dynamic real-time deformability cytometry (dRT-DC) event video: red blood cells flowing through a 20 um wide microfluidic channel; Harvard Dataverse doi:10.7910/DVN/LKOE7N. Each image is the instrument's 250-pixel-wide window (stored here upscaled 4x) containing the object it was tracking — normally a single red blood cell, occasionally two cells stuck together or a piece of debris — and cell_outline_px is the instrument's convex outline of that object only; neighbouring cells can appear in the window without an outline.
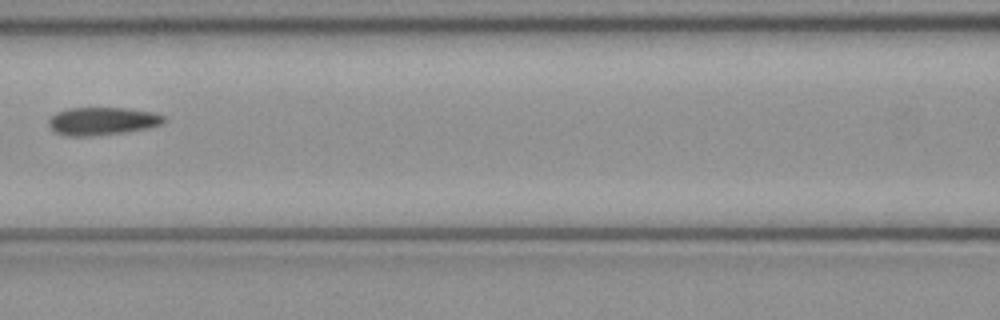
{"species": "common noctule bat (a hibernating species)", "species_latin": "Nyctalus noctula", "temperature_condition": "cold", "stored_images_in_passage": 8, "camera_frame_rate_fps": 3000, "um_per_image_px": 0.085, "animal": {"sex": "female", "body_mass_g": 21.9}, "frame": {"image": 1, "passage_image": 7, "time_ms": 2.0, "image_size_px": [1000, 320], "cell_outline_px": [[168, 120], [164, 124], [152, 128], [128, 132], [92, 136], [68, 136], [56, 132], [48, 124], [48, 120], [56, 112], [68, 108], [128, 108], [156, 112], [164, 116]], "centroid_in_image_um": [8.79, 10.29], "position_along_channel_um": 157.8, "area_um2": 19.13}}
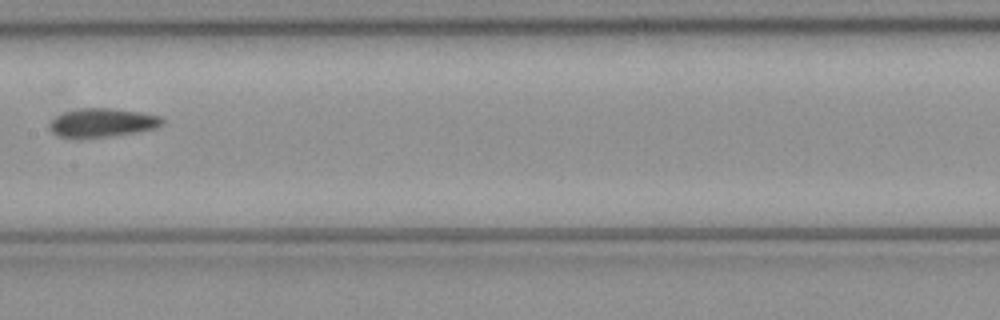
{"frame": {"image": 2, "passage_image": 8, "time_ms": 2.333, "image_size_px": [1000, 320], "cell_outline_px": [[164, 124], [152, 128], [136, 132], [112, 136], [80, 140], [72, 140], [56, 136], [48, 128], [48, 124], [56, 116], [64, 112], [80, 108], [112, 108], [140, 112], [160, 116], [164, 120]], "centroid_in_image_um": [8.6, 10.46], "position_along_channel_um": 198.8, "area_um2": 19.42}}